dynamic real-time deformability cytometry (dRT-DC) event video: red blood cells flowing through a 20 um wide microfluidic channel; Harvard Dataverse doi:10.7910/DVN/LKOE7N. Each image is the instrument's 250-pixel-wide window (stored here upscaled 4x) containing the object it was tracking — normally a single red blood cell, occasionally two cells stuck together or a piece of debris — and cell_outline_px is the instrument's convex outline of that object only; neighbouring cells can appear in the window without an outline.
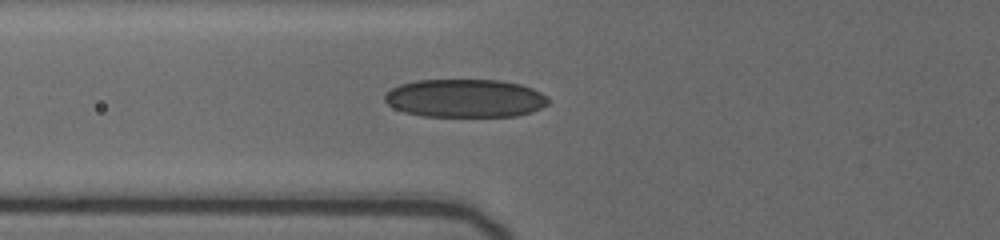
{"species": "human", "species_latin": "Homo sapiens", "temperature_condition": "cold", "stored_images_in_passage": 9, "camera_frame_rate_fps": 3000, "um_per_image_px": 0.085, "donor": {"sex": "female"}, "frame": {"image": 1, "passage_image": 6, "time_ms": 4.667, "image_size_px": [1000, 240], "cell_outline_px": [[548, 104], [532, 112], [516, 116], [424, 116], [404, 112], [388, 104], [384, 100], [384, 96], [392, 88], [400, 84], [416, 80], [500, 80], [520, 84], [532, 88], [540, 92], [548, 100]], "centroid_in_image_um": [39.53, 8.35], "position_along_channel_um": 86.3, "area_um2": 36.3}}
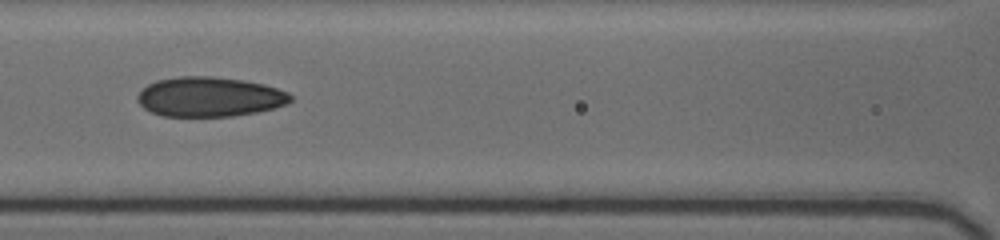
{"frame": {"image": 2, "passage_image": 8, "time_ms": 6.333, "image_size_px": [1000, 240], "cell_outline_px": [[292, 100], [288, 104], [276, 108], [256, 112], [232, 116], [164, 116], [152, 112], [144, 108], [136, 100], [136, 96], [148, 84], [156, 80], [180, 76], [212, 76], [244, 80], [264, 84], [288, 92], [292, 96]], "centroid_in_image_um": [17.83, 8.23], "position_along_channel_um": 148.8, "area_um2": 35.55}}